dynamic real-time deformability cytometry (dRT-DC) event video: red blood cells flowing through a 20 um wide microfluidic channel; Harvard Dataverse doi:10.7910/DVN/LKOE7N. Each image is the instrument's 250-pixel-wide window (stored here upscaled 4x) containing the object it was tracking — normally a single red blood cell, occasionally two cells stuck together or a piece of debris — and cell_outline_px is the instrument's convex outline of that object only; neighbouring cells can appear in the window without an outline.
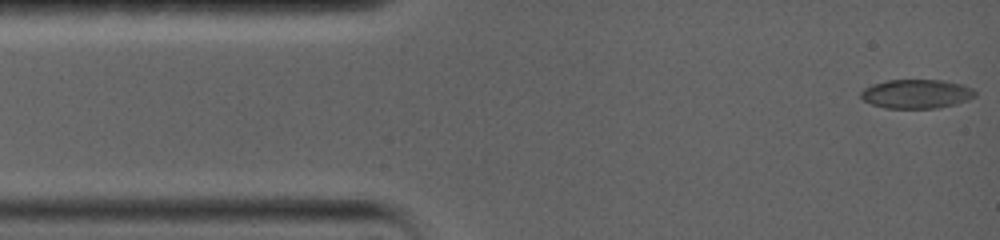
{"species": "common noctule bat (a hibernating species)", "species_latin": "Nyctalus noctula", "temperature_condition": "warm", "stored_images_in_passage": 75, "camera_frame_rate_fps": 5000, "um_per_image_px": 0.085, "animal": {"sex": "female", "body_mass_g": 19.0, "forearm_length_mm": 56.7}, "frame": {"image": 1, "passage_image": 1, "time_ms": 0.0, "image_size_px": [1000, 240], "cell_outline_px": [[976, 96], [968, 100], [956, 104], [936, 108], [884, 108], [872, 104], [864, 100], [860, 96], [860, 92], [864, 88], [872, 84], [888, 80], [940, 80], [960, 84], [972, 88], [976, 92]], "centroid_in_image_um": [77.89, 7.98], "position_along_channel_um": 7.1, "area_um2": 19.31}}
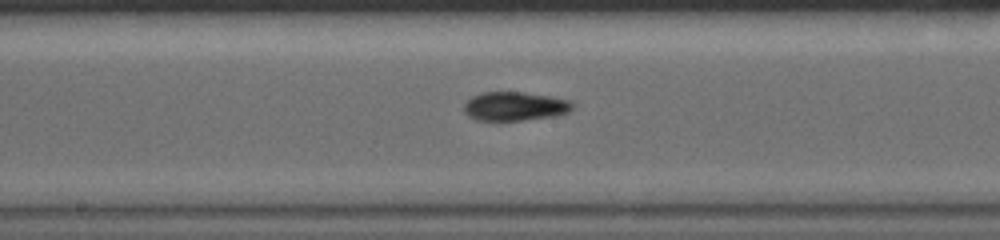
{"frame": {"image": 2, "passage_image": 33, "time_ms": 7.6, "image_size_px": [1000, 240], "cell_outline_px": [[576, 104], [568, 112], [556, 116], [524, 120], [476, 120], [468, 116], [464, 112], [464, 104], [472, 96], [480, 92], [524, 92], [548, 96], [568, 100]], "centroid_in_image_um": [43.75, 9.03], "position_along_channel_um": 204.4, "area_um2": 18.32}}
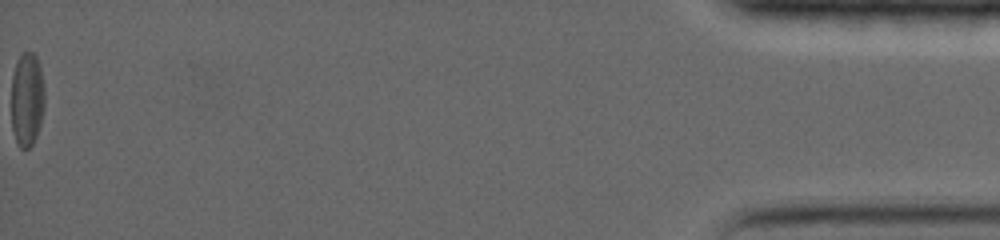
{"frame": {"image": 3, "passage_image": 75, "time_ms": 18.0, "image_size_px": [1000, 240], "cell_outline_px": [[44, 108], [40, 124], [36, 136], [32, 144], [28, 148], [20, 148], [16, 140], [12, 128], [12, 76], [16, 60], [20, 52], [32, 52], [36, 56], [40, 68], [44, 88]], "centroid_in_image_um": [2.29, 8.41], "position_along_channel_um": 432.9, "area_um2": 18.26}, "authors_computed_cell_mechanics": {"area_um2": 18.3804, "velocity_mm_per_s": 3.5983, "shape_relaxation_time_tau1_ms": 7.5971, "shape_relaxation_time_tau2_ms": null, "deformation_change_tau1": 0.1462, "deformation_change_tau2": null}}